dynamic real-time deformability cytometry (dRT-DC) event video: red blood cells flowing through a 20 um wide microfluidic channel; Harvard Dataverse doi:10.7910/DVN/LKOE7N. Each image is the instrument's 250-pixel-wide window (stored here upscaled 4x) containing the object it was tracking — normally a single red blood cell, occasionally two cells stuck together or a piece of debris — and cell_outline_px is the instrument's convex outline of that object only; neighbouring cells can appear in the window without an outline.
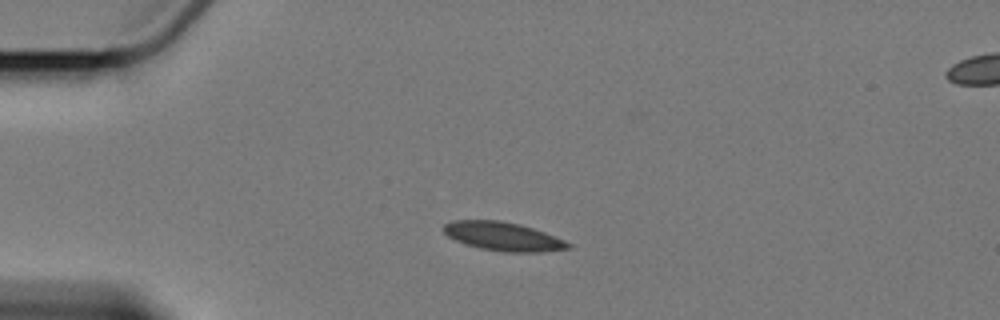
{"species": "Egyptian fruit bat (a non-hibernating species)", "species_latin": "Rousettus aegyptiacus", "temperature_condition": "cold", "stored_images_in_passage": 3, "camera_frame_rate_fps": 3000, "um_per_image_px": 0.085, "animal": {"sex": "female"}, "frame": {"image": 1, "passage_image": 1, "time_ms": 0.0, "image_size_px": [1000, 320], "cell_outline_px": [[572, 248], [540, 252], [504, 252], [480, 248], [464, 244], [448, 236], [444, 232], [444, 224], [452, 220], [500, 220], [520, 224], [544, 232], [564, 240], [572, 244]], "centroid_in_image_um": [42.76, 20.09], "position_along_channel_um": 42.2, "area_um2": 20.81}}
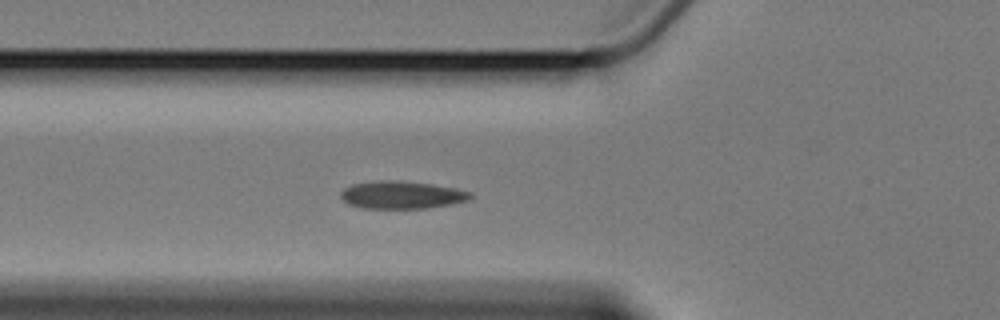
{"frame": {"image": 2, "passage_image": 3, "time_ms": 2.333, "image_size_px": [1000, 320], "cell_outline_px": [[472, 196], [468, 200], [452, 204], [428, 208], [360, 208], [348, 204], [340, 196], [340, 192], [344, 188], [352, 184], [388, 180], [432, 184], [456, 188], [472, 192]], "centroid_in_image_um": [34.16, 16.58], "position_along_channel_um": 91.6, "area_um2": 20.75}}